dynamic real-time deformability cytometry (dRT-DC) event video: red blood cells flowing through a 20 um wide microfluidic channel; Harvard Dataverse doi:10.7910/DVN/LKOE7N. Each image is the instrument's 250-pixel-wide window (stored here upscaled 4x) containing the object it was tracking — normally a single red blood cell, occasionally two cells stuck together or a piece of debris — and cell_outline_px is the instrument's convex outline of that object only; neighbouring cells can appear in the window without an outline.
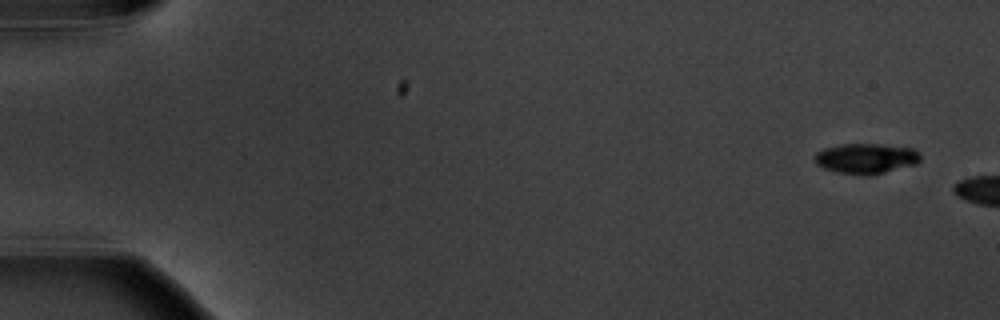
{"species": "common noctule bat (a hibernating species)", "species_latin": "Nyctalus noctula", "temperature_condition": "warm", "stored_images_in_passage": 4, "camera_frame_rate_fps": 3000, "um_per_image_px": 0.085, "animal": {"sex": "male", "body_mass_g": 20.1, "forearm_length_mm": 53.5}, "frame": {"image": 1, "passage_image": 1, "time_ms": 0.0, "image_size_px": [1000, 320], "cell_outline_px": [[920, 160], [916, 164], [884, 172], [840, 172], [824, 168], [816, 164], [812, 156], [816, 152], [824, 148], [844, 144], [880, 144], [916, 148], [920, 152]], "centroid_in_image_um": [73.63, 13.41], "position_along_channel_um": 11.4, "area_um2": 18.09}}